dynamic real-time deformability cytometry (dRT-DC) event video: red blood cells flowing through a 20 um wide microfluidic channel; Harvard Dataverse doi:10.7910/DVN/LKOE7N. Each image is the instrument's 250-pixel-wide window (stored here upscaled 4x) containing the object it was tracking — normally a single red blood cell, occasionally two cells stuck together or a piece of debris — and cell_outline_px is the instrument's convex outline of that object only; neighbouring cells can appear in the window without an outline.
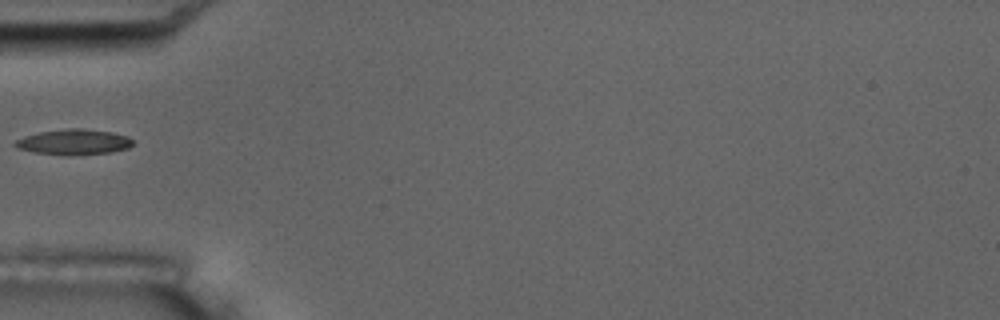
{"species": "common noctule bat (a hibernating species)", "species_latin": "Nyctalus noctula", "temperature_condition": "room temperature", "stored_images_in_passage": 7, "camera_frame_rate_fps": 3000, "um_per_image_px": 0.085, "animal": {"sex": "male", "body_mass_g": 17.5, "forearm_length_mm": 52.3}, "frame": {"image": 1, "passage_image": 6, "time_ms": 5.667, "image_size_px": [1000, 320], "cell_outline_px": [[132, 144], [128, 148], [112, 152], [68, 156], [64, 156], [36, 152], [16, 148], [12, 144], [16, 140], [24, 136], [40, 132], [68, 128], [80, 128], [112, 132], [128, 136], [132, 140]], "centroid_in_image_um": [6.26, 12.08], "position_along_channel_um": 78.7, "area_um2": 17.57}}